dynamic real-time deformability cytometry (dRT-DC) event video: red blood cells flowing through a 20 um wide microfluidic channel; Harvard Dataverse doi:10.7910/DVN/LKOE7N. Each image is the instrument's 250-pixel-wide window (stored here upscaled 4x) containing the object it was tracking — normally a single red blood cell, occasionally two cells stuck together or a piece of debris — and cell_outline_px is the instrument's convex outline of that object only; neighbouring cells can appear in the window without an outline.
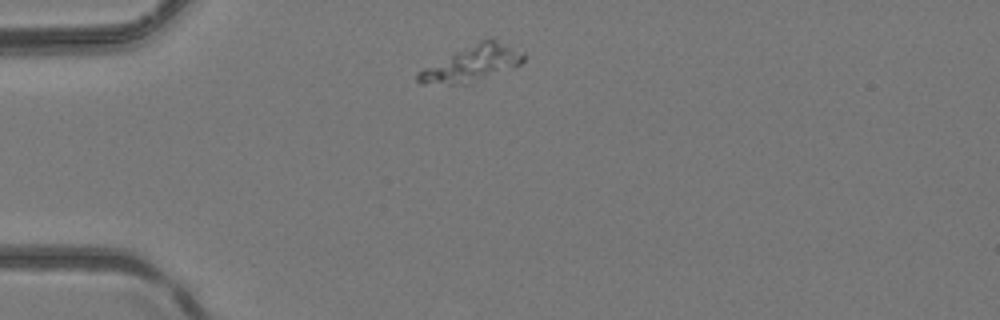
{"species": "common noctule bat (a hibernating species)", "species_latin": "Nyctalus noctula", "temperature_condition": "room temperature", "stored_images_in_passage": 2, "camera_frame_rate_fps": 3000, "um_per_image_px": 0.085, "animal": {"sex": "female", "body_mass_g": 24.6, "forearm_length_mm": 56.2}, "frame": {"image": 1, "passage_image": 1, "time_ms": 0.0, "image_size_px": [1000, 320], "cell_outline_px": [[524, 60], [520, 64], [468, 84], [420, 84], [416, 80], [416, 72], [480, 40], [496, 40], [524, 52]], "centroid_in_image_um": [40.09, 5.43], "position_along_channel_um": 44.9, "area_um2": 21.27}}
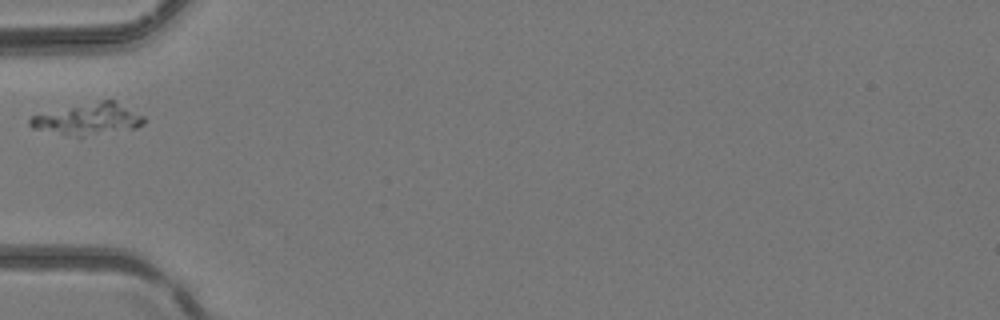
{"frame": {"image": 2, "passage_image": 2, "time_ms": 0.333, "image_size_px": [1000, 320], "cell_outline_px": [[144, 124], [136, 128], [80, 136], [76, 136], [32, 128], [28, 124], [28, 120], [32, 116], [100, 100], [116, 100], [144, 116]], "centroid_in_image_um": [7.55, 10.11], "position_along_channel_um": 77.4, "area_um2": 20.35}}